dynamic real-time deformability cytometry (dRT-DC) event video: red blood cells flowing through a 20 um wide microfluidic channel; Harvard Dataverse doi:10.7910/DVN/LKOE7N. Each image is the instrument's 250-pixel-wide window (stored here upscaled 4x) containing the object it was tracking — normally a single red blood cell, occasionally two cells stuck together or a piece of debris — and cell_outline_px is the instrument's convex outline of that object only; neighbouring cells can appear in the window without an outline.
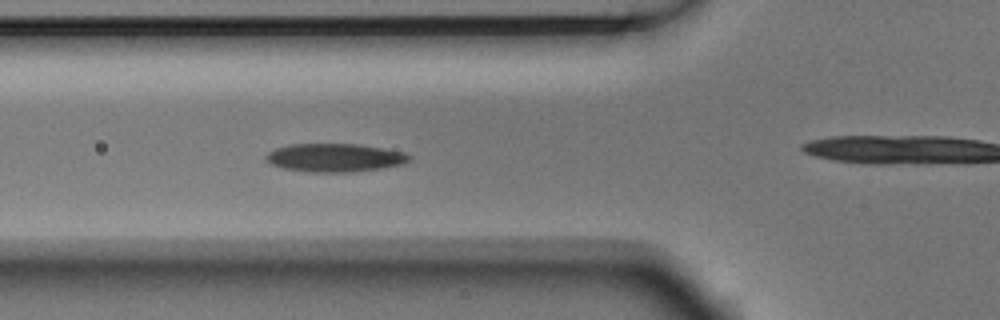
{"species": "Egyptian fruit bat (a non-hibernating species)", "species_latin": "Rousettus aegyptiacus", "temperature_condition": "room temperature", "stored_images_in_passage": 4, "camera_frame_rate_fps": 3000, "um_per_image_px": 0.085, "animal": {"sex": "male"}, "frame": {"image": 1, "passage_image": 4, "time_ms": 1.0, "image_size_px": [1000, 320], "cell_outline_px": [[412, 156], [404, 164], [380, 168], [352, 172], [308, 172], [284, 168], [272, 164], [264, 156], [268, 152], [276, 148], [292, 144], [360, 144], [404, 152]], "centroid_in_image_um": [28.47, 13.4], "position_along_channel_um": 97.3, "area_um2": 23.52}}